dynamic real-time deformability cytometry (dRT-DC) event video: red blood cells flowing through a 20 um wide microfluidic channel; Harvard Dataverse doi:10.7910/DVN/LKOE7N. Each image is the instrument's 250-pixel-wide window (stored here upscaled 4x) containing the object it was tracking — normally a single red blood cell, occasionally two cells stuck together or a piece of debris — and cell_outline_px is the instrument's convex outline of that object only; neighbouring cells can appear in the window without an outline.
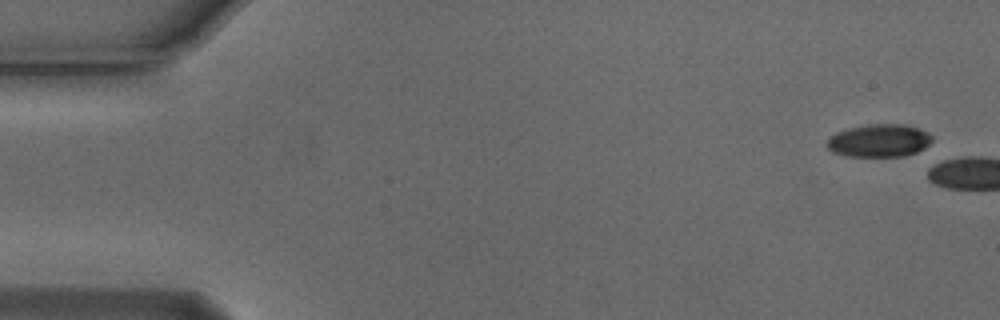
{"species": "Egyptian fruit bat (a non-hibernating species)", "species_latin": "Rousettus aegyptiacus", "temperature_condition": "cold", "stored_images_in_passage": 5, "segment_of_instrument_passage": [2, 2], "camera_frame_rate_fps": 3000, "um_per_image_px": 0.085, "animal": {"sex": "male"}, "frame": {"image": 1, "passage_image": 5, "time_ms": 1.333, "image_size_px": [1000, 320], "cell_outline_px": [[932, 140], [924, 148], [916, 152], [904, 156], [848, 156], [832, 152], [828, 148], [828, 140], [836, 132], [868, 124], [904, 124], [928, 132], [932, 136]], "centroid_in_image_um": [74.75, 11.95], "position_along_channel_um": 10.3, "area_um2": 19.83}}